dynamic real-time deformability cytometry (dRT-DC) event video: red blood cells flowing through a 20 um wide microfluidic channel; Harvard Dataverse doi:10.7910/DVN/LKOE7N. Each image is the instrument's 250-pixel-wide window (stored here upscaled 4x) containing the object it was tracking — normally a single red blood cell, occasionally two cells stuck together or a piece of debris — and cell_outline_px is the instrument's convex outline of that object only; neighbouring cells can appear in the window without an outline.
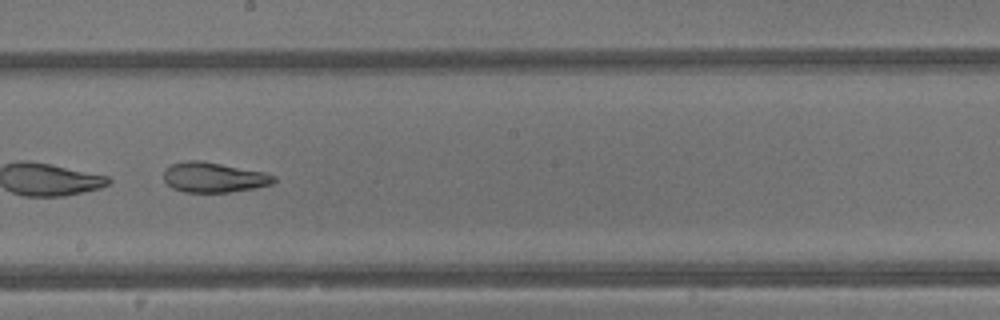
{"species": "common noctule bat (a hibernating species)", "species_latin": "Nyctalus noctula", "temperature_condition": "warm", "stored_images_in_passage": 41, "camera_frame_rate_fps": 3000, "um_per_image_px": 0.085, "animal": {"sex": "male", "body_mass_g": 13.3}, "frame": {"image": 1, "passage_image": 24, "time_ms": 7.667, "image_size_px": [1000, 320], "cell_outline_px": [[276, 180], [272, 184], [256, 188], [228, 192], [184, 192], [172, 188], [164, 180], [164, 168], [172, 164], [188, 160], [200, 160], [264, 172], [276, 176]], "centroid_in_image_um": [18.17, 15.07], "position_along_channel_um": 230.0, "area_um2": 19.31}}